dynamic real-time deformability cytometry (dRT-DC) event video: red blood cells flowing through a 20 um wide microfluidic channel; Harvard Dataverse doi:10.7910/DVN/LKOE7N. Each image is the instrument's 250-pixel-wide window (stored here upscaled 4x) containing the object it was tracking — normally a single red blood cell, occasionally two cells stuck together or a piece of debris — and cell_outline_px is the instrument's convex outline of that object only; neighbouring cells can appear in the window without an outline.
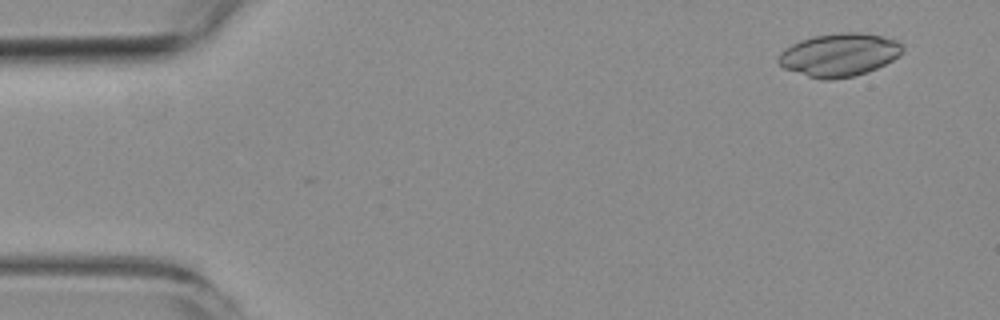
{"species": "common noctule bat (a hibernating species)", "species_latin": "Nyctalus noctula", "temperature_condition": "room temperature", "stored_images_in_passage": 7, "camera_frame_rate_fps": 3000, "um_per_image_px": 0.085, "animal": {"sex": "female", "body_mass_g": 19.3, "forearm_length_mm": 54.1}, "frame": {"image": 1, "passage_image": 1, "time_ms": 0.0, "image_size_px": [1000, 320], "cell_outline_px": [[904, 48], [892, 60], [868, 72], [852, 76], [832, 80], [820, 80], [784, 68], [776, 60], [780, 52], [784, 48], [800, 40], [816, 36], [840, 32], [860, 32], [880, 36], [896, 40], [904, 44]], "centroid_in_image_um": [71.31, 4.66], "position_along_channel_um": 13.7, "area_um2": 31.04}}
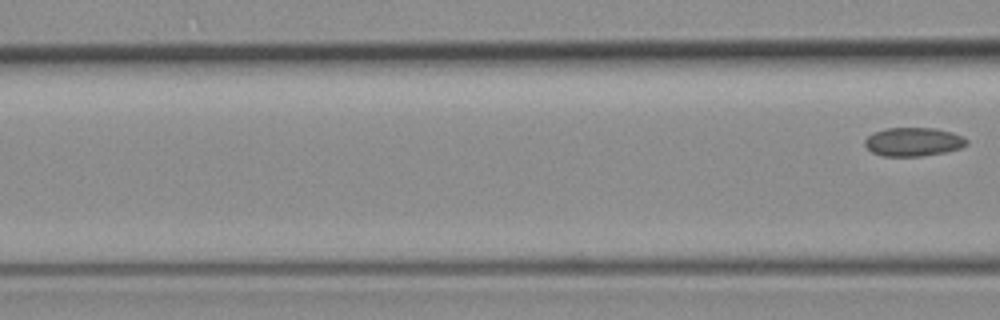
{"frame": {"image": 2, "passage_image": 7, "time_ms": 8.333, "image_size_px": [1000, 320], "cell_outline_px": [[968, 144], [960, 148], [944, 152], [920, 156], [884, 156], [872, 152], [864, 144], [864, 140], [872, 132], [884, 128], [936, 128], [952, 132], [964, 136], [968, 140]], "centroid_in_image_um": [77.63, 12.04], "position_along_channel_um": 89.0, "area_um2": 17.11}}